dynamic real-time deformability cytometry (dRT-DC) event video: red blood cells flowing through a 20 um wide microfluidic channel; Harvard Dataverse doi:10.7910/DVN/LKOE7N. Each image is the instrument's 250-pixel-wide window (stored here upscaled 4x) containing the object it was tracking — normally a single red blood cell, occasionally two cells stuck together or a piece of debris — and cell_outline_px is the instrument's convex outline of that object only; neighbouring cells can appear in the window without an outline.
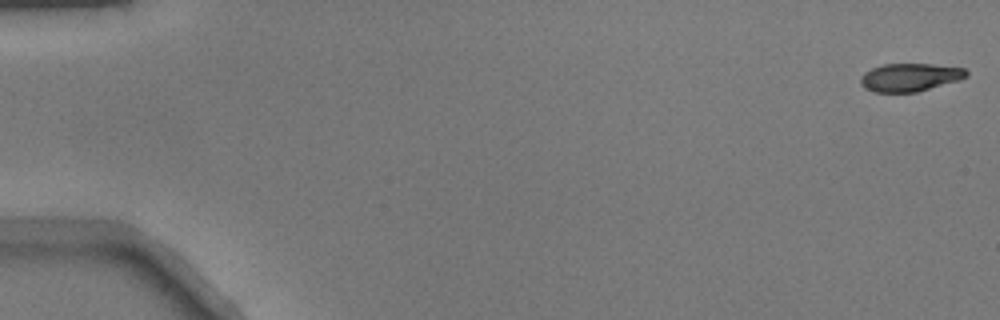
{"species": "common noctule bat (a hibernating species)", "species_latin": "Nyctalus noctula", "temperature_condition": "warm", "stored_images_in_passage": 12, "camera_frame_rate_fps": 3000, "um_per_image_px": 0.085, "animal": {"sex": "male", "body_mass_g": 17.9}, "frame": {"image": 1, "passage_image": 1, "time_ms": 0.0, "image_size_px": [1000, 320], "cell_outline_px": [[968, 76], [960, 80], [916, 92], [872, 92], [864, 88], [860, 84], [860, 80], [864, 72], [872, 68], [884, 64], [932, 64], [964, 68], [968, 72]], "centroid_in_image_um": [77.34, 6.57], "position_along_channel_um": 7.7, "area_um2": 17.34}}